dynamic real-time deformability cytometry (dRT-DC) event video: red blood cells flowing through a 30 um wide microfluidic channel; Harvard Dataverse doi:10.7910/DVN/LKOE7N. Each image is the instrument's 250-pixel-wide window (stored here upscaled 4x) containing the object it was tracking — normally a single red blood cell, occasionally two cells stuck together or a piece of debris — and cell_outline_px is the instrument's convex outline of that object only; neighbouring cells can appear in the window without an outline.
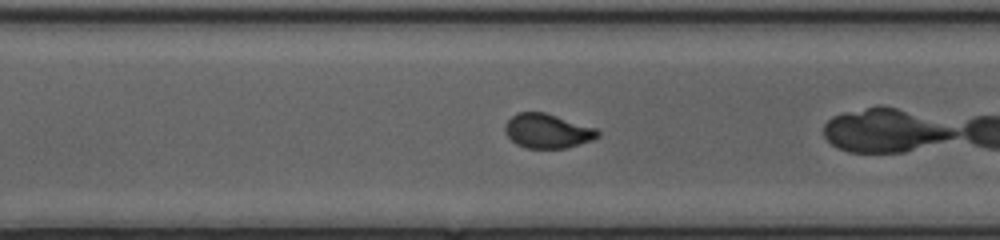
{"species": "common noctule bat (a hibernating species)", "species_latin": "Nyctalus noctula", "temperature_condition": "cold", "stored_images_in_passage": 40, "camera_frame_rate_fps": 3000, "um_per_image_px": 0.085, "animal": {"sex": "female", "body_mass_g": 20.0, "forearm_length_mm": 54.0}, "frame": {"image": 1, "passage_image": 35, "time_ms": 11.333, "image_size_px": [1000, 240], "cell_outline_px": [[600, 136], [592, 140], [568, 148], [528, 148], [516, 144], [504, 132], [504, 124], [516, 112], [544, 112], [596, 128], [600, 132]], "centroid_in_image_um": [46.53, 11.13], "position_along_channel_um": 324.1, "area_um2": 18.61}}